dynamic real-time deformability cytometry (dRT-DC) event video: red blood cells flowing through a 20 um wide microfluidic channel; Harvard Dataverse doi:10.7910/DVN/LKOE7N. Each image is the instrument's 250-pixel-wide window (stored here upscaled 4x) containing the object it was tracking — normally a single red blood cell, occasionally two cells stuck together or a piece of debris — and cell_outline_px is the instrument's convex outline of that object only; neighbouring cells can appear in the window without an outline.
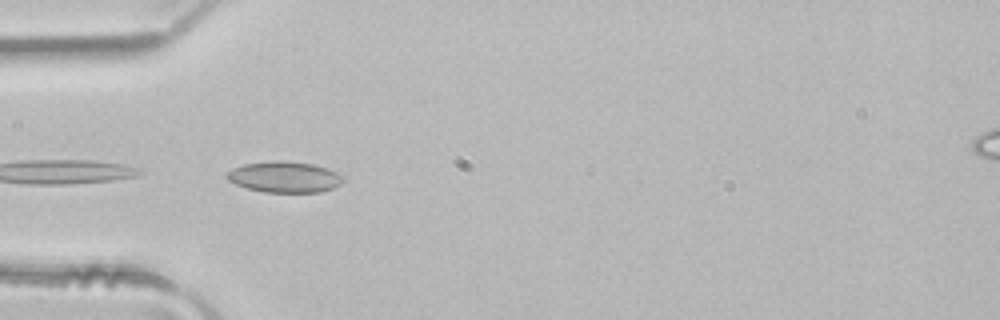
{"species": "common noctule bat (a hibernating species)", "species_latin": "Nyctalus noctula", "temperature_condition": "room temperature", "stored_images_in_passage": 4, "camera_frame_rate_fps": 3000, "um_per_image_px": 0.085, "animal": {"sex": "male", "body_mass_g": 21.5, "forearm_length_mm": 52.0}, "frame": {"image": 1, "passage_image": 3, "time_ms": 0.667, "image_size_px": [1000, 320], "cell_outline_px": [[344, 180], [340, 184], [332, 188], [320, 192], [264, 192], [248, 188], [236, 184], [228, 180], [224, 176], [224, 172], [232, 168], [244, 164], [272, 160], [284, 160], [312, 164], [328, 168], [344, 176]], "centroid_in_image_um": [24.15, 15.03], "position_along_channel_um": 60.8, "area_um2": 21.21}}
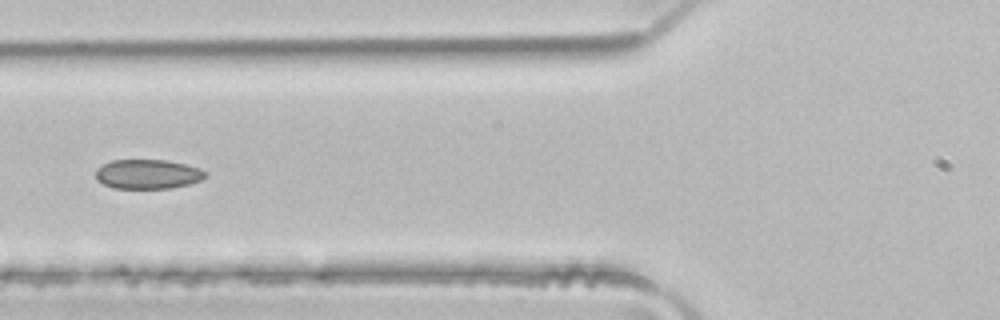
{"frame": {"image": 2, "passage_image": 4, "time_ms": 1.0, "image_size_px": [1000, 320], "cell_outline_px": [[208, 176], [200, 180], [188, 184], [172, 188], [112, 188], [96, 180], [96, 168], [112, 160], [164, 160], [184, 164], [200, 168], [208, 172]], "centroid_in_image_um": [12.57, 14.8], "position_along_channel_um": 113.2, "area_um2": 18.84}}